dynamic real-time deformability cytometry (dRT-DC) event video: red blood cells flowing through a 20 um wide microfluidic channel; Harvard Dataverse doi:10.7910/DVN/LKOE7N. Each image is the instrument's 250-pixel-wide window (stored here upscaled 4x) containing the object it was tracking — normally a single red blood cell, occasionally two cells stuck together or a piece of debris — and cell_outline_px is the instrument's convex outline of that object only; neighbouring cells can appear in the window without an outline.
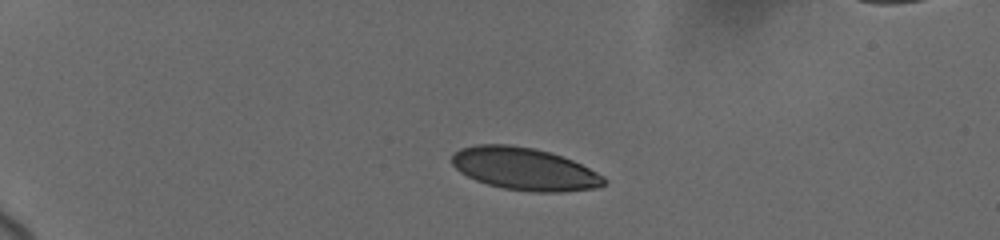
{"species": "human", "species_latin": "Homo sapiens", "temperature_condition": "cold", "stored_images_in_passage": 9, "camera_frame_rate_fps": 3000, "um_per_image_px": 0.085, "donor": {"sex": "female"}, "frame": {"image": 1, "passage_image": 1, "time_ms": 0.0, "image_size_px": [1000, 240], "cell_outline_px": [[608, 180], [604, 184], [596, 188], [560, 192], [536, 192], [504, 188], [488, 184], [476, 180], [460, 172], [452, 164], [452, 156], [460, 148], [476, 144], [508, 144], [536, 148], [572, 160], [604, 176]], "centroid_in_image_um": [44.57, 14.35], "position_along_channel_um": 40.4, "area_um2": 37.45}}
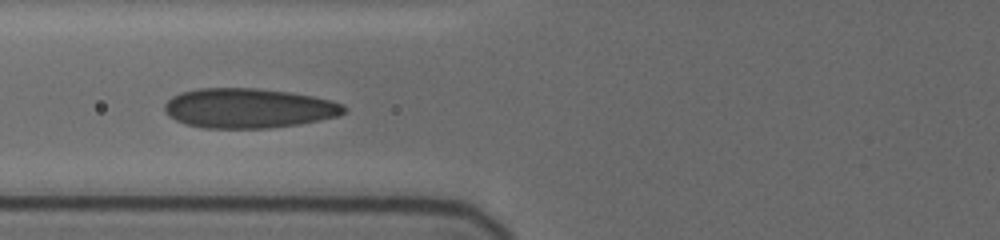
{"frame": {"image": 2, "passage_image": 6, "time_ms": 3.667, "image_size_px": [1000, 240], "cell_outline_px": [[348, 108], [340, 116], [300, 124], [268, 128], [204, 128], [184, 124], [168, 116], [164, 112], [164, 104], [172, 96], [180, 92], [200, 88], [256, 88], [288, 92], [312, 96], [332, 100], [344, 104]], "centroid_in_image_um": [21.12, 9.2], "position_along_channel_um": 104.7, "area_um2": 41.85}}
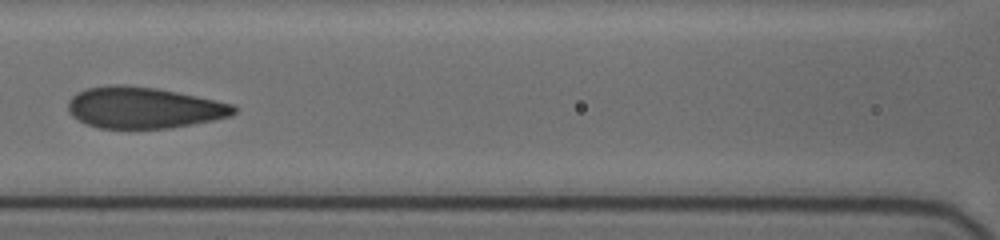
{"frame": {"image": 3, "passage_image": 8, "time_ms": 5.0, "image_size_px": [1000, 240], "cell_outline_px": [[236, 112], [232, 116], [172, 128], [100, 128], [84, 124], [72, 116], [68, 112], [68, 100], [76, 92], [88, 88], [156, 88], [176, 92], [232, 104], [236, 108]], "centroid_in_image_um": [12.22, 9.21], "position_along_channel_um": 154.4, "area_um2": 38.73}}